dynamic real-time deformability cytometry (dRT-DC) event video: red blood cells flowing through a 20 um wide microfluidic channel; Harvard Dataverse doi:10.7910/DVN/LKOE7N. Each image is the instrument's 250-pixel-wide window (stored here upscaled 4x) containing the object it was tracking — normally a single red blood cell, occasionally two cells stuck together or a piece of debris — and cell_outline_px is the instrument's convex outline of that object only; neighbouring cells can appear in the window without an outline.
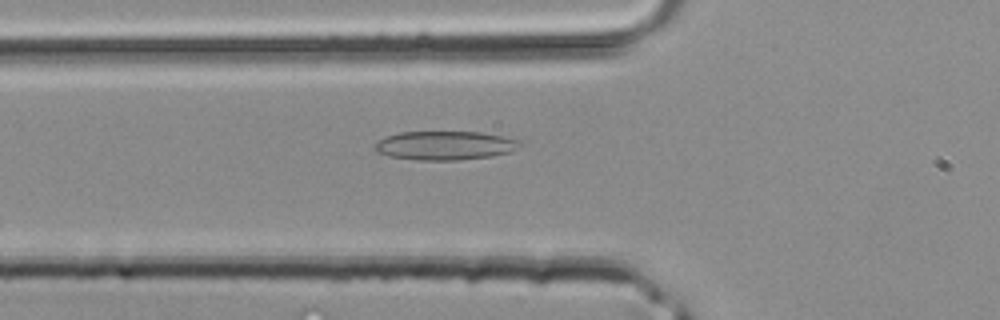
{"species": "common noctule bat (a hibernating species)", "species_latin": "Nyctalus noctula", "temperature_condition": "room temperature", "stored_images_in_passage": 34, "camera_frame_rate_fps": 3000, "um_per_image_px": 0.085, "animal": {"sex": "male", "body_mass_g": 20.4}, "frame": {"image": 1, "passage_image": 8, "time_ms": 2.333, "image_size_px": [1000, 320], "cell_outline_px": [[524, 144], [508, 152], [492, 156], [460, 160], [416, 160], [388, 156], [376, 152], [372, 148], [372, 144], [384, 136], [400, 132], [480, 132], [504, 136], [520, 140]], "centroid_in_image_um": [37.77, 12.36], "position_along_channel_um": 88.0, "area_um2": 24.74}}
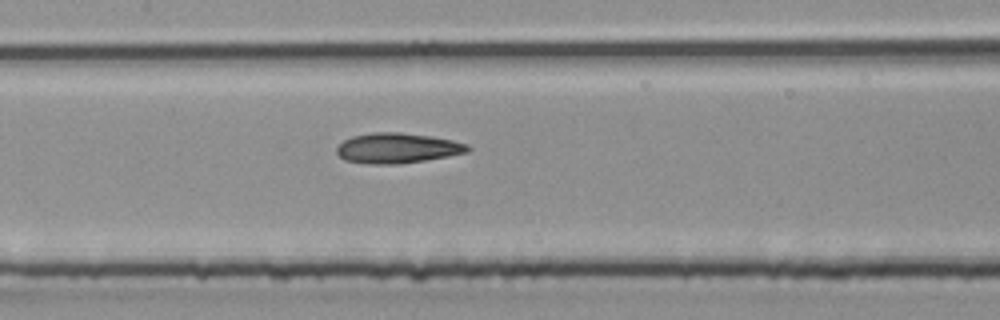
{"frame": {"image": 2, "passage_image": 13, "time_ms": 4.0, "image_size_px": [1000, 320], "cell_outline_px": [[472, 148], [468, 152], [448, 156], [424, 160], [396, 164], [368, 164], [344, 160], [336, 152], [336, 148], [344, 140], [352, 136], [376, 132], [400, 132], [432, 136], [452, 140], [468, 144]], "centroid_in_image_um": [33.78, 12.58], "position_along_channel_um": 173.6, "area_um2": 23.06}}
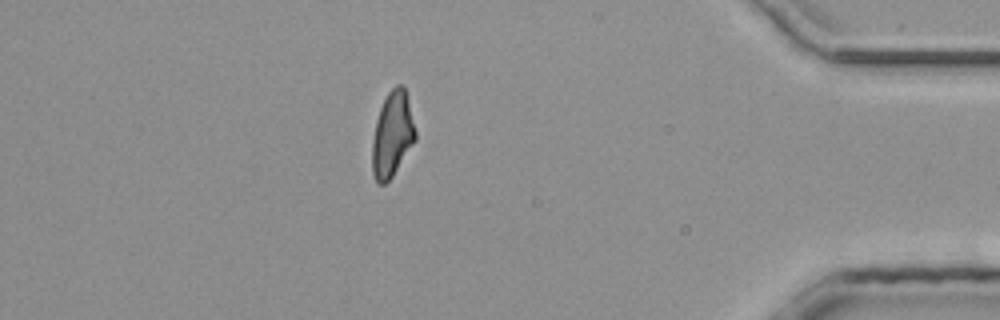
{"frame": {"image": 3, "passage_image": 29, "time_ms": 9.333, "image_size_px": [1000, 320], "cell_outline_px": [[416, 140], [392, 176], [384, 184], [376, 184], [372, 172], [372, 140], [376, 120], [380, 108], [388, 92], [396, 84], [400, 84], [404, 88], [416, 132]], "centroid_in_image_um": [33.32, 11.46], "position_along_channel_um": 401.9, "area_um2": 21.21}}